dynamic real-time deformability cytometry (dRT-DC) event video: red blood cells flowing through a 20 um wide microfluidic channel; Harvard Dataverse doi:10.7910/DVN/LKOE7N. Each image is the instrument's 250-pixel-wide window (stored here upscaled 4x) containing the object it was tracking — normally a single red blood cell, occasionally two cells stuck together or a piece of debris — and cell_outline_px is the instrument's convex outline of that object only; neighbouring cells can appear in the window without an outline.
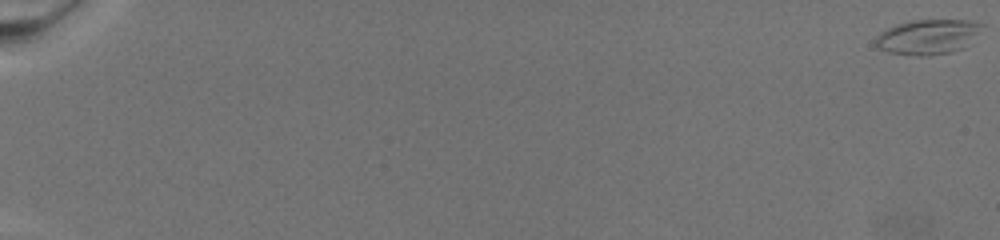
{"species": "common noctule bat (a hibernating species)", "species_latin": "Nyctalus noctula", "temperature_condition": "warm", "stored_images_in_passage": 75, "camera_frame_rate_fps": 3000, "um_per_image_px": 0.085, "animal": {"sex": "female", "body_mass_g": 19.5, "forearm_length_mm": 54.1}, "frame": {"image": 1, "passage_image": 1, "time_ms": 0.0, "image_size_px": [1000, 240], "cell_outline_px": [[984, 24], [960, 48], [948, 52], [928, 56], [916, 56], [888, 52], [880, 48], [876, 44], [876, 36], [880, 32], [896, 24], [912, 20], [968, 20]], "centroid_in_image_um": [78.77, 3.12], "position_along_channel_um": 6.2, "area_um2": 20.98}}
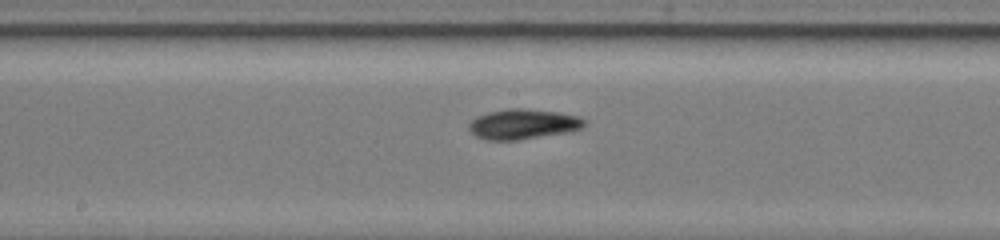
{"frame": {"image": 2, "passage_image": 45, "time_ms": 14.667, "image_size_px": [1000, 240], "cell_outline_px": [[584, 124], [580, 128], [572, 132], [516, 140], [488, 140], [476, 136], [468, 128], [468, 124], [476, 116], [488, 112], [508, 108], [524, 108], [556, 112], [580, 116], [584, 120]], "centroid_in_image_um": [44.45, 10.55], "position_along_channel_um": 203.8, "area_um2": 20.29}}
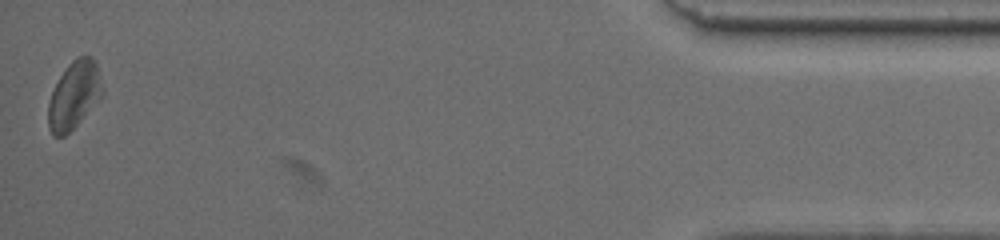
{"frame": {"image": 3, "passage_image": 75, "time_ms": 24.667, "image_size_px": [1000, 240], "cell_outline_px": [[104, 96], [64, 136], [52, 136], [48, 128], [48, 104], [52, 92], [60, 76], [68, 64], [76, 56], [92, 56], [96, 64], [104, 92]], "centroid_in_image_um": [6.3, 8.08], "position_along_channel_um": 428.9, "area_um2": 21.21}}